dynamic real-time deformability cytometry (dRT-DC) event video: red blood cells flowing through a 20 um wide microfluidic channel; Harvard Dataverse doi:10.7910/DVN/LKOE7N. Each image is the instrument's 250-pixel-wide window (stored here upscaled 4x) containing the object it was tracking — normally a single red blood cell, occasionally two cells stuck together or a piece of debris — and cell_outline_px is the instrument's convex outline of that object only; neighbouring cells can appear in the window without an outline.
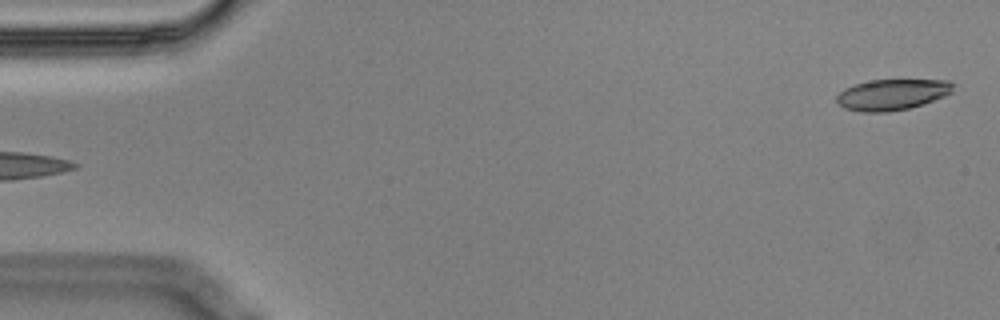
{"species": "Egyptian fruit bat (a non-hibernating species)", "species_latin": "Rousettus aegyptiacus", "temperature_condition": "cold", "stored_images_in_passage": 5, "segment_of_instrument_passage": [2, 2], "camera_frame_rate_fps": 3000, "um_per_image_px": 0.085, "animal": {"sex": "male"}, "frame": {"image": 1, "passage_image": 5, "time_ms": 1.333, "image_size_px": [1000, 320], "cell_outline_px": [[952, 92], [944, 96], [908, 108], [888, 112], [860, 112], [844, 108], [836, 100], [836, 96], [844, 88], [856, 84], [872, 80], [948, 80], [952, 84]], "centroid_in_image_um": [75.78, 8.04], "position_along_channel_um": 9.2, "area_um2": 20.69}}